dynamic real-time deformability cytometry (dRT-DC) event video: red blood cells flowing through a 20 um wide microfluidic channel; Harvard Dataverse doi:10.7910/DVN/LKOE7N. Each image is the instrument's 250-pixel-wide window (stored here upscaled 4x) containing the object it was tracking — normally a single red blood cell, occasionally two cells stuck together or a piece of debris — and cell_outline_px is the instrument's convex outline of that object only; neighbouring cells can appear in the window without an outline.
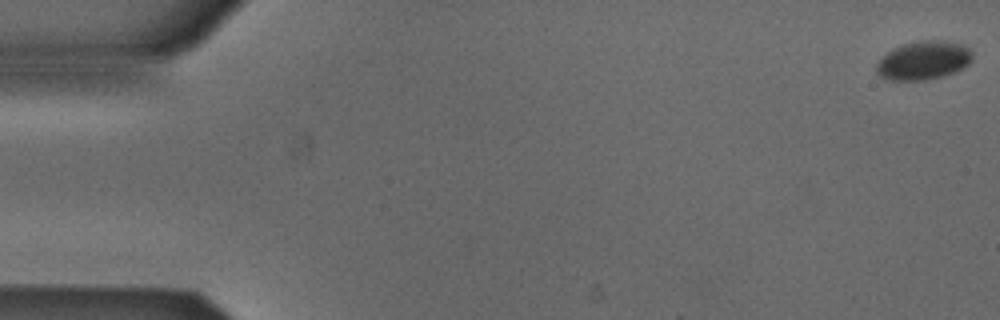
{"species": "Egyptian fruit bat (a non-hibernating species)", "species_latin": "Rousettus aegyptiacus", "temperature_condition": "cold", "stored_images_in_passage": 6, "segment_of_instrument_passage": [1, 2], "camera_frame_rate_fps": 3000, "um_per_image_px": 0.085, "animal": {"sex": "male"}, "frame": {"image": 1, "passage_image": 1, "time_ms": 0.0, "image_size_px": [1000, 320], "cell_outline_px": [[972, 60], [968, 64], [956, 72], [924, 80], [892, 80], [880, 76], [876, 72], [876, 64], [880, 56], [892, 48], [904, 44], [920, 40], [940, 40], [964, 44], [972, 52]], "centroid_in_image_um": [78.48, 5.12], "position_along_channel_um": 6.5, "area_um2": 21.73}}
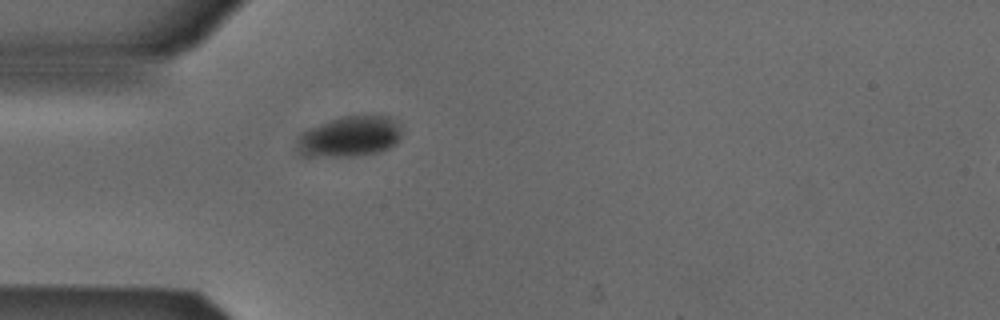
{"frame": {"image": 2, "passage_image": 5, "time_ms": 1.333, "image_size_px": [1000, 320], "cell_outline_px": [[400, 140], [396, 144], [388, 148], [376, 152], [352, 156], [312, 156], [304, 152], [300, 144], [300, 136], [308, 128], [340, 116], [372, 112], [392, 116], [400, 124]], "centroid_in_image_um": [29.88, 11.51], "position_along_channel_um": 55.1, "area_um2": 24.91}}